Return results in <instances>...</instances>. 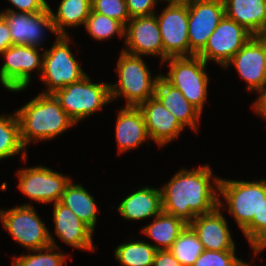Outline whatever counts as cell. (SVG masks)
I'll return each instance as SVG.
<instances>
[{
  "label": "cell",
  "instance_id": "obj_40",
  "mask_svg": "<svg viewBox=\"0 0 266 266\" xmlns=\"http://www.w3.org/2000/svg\"><path fill=\"white\" fill-rule=\"evenodd\" d=\"M196 0H170V3L188 4Z\"/></svg>",
  "mask_w": 266,
  "mask_h": 266
},
{
  "label": "cell",
  "instance_id": "obj_38",
  "mask_svg": "<svg viewBox=\"0 0 266 266\" xmlns=\"http://www.w3.org/2000/svg\"><path fill=\"white\" fill-rule=\"evenodd\" d=\"M12 45L10 29L6 20L0 15V55Z\"/></svg>",
  "mask_w": 266,
  "mask_h": 266
},
{
  "label": "cell",
  "instance_id": "obj_16",
  "mask_svg": "<svg viewBox=\"0 0 266 266\" xmlns=\"http://www.w3.org/2000/svg\"><path fill=\"white\" fill-rule=\"evenodd\" d=\"M125 49L139 56H160L163 63V44L156 15L131 18L125 25Z\"/></svg>",
  "mask_w": 266,
  "mask_h": 266
},
{
  "label": "cell",
  "instance_id": "obj_27",
  "mask_svg": "<svg viewBox=\"0 0 266 266\" xmlns=\"http://www.w3.org/2000/svg\"><path fill=\"white\" fill-rule=\"evenodd\" d=\"M26 147L20 136V125L16 113L0 115V160L22 153V160H27Z\"/></svg>",
  "mask_w": 266,
  "mask_h": 266
},
{
  "label": "cell",
  "instance_id": "obj_5",
  "mask_svg": "<svg viewBox=\"0 0 266 266\" xmlns=\"http://www.w3.org/2000/svg\"><path fill=\"white\" fill-rule=\"evenodd\" d=\"M110 83H94L89 76L66 85L53 95L63 110L77 124L111 102Z\"/></svg>",
  "mask_w": 266,
  "mask_h": 266
},
{
  "label": "cell",
  "instance_id": "obj_13",
  "mask_svg": "<svg viewBox=\"0 0 266 266\" xmlns=\"http://www.w3.org/2000/svg\"><path fill=\"white\" fill-rule=\"evenodd\" d=\"M252 36L243 26L224 16L198 56L206 63L212 60L225 67Z\"/></svg>",
  "mask_w": 266,
  "mask_h": 266
},
{
  "label": "cell",
  "instance_id": "obj_7",
  "mask_svg": "<svg viewBox=\"0 0 266 266\" xmlns=\"http://www.w3.org/2000/svg\"><path fill=\"white\" fill-rule=\"evenodd\" d=\"M69 42V35H57L52 47L45 48L40 77L47 87L43 94H53L87 75L72 54Z\"/></svg>",
  "mask_w": 266,
  "mask_h": 266
},
{
  "label": "cell",
  "instance_id": "obj_15",
  "mask_svg": "<svg viewBox=\"0 0 266 266\" xmlns=\"http://www.w3.org/2000/svg\"><path fill=\"white\" fill-rule=\"evenodd\" d=\"M0 15L7 22L13 45L39 48L44 39L42 37L45 29H49L50 32L58 35L49 9L39 13L1 11Z\"/></svg>",
  "mask_w": 266,
  "mask_h": 266
},
{
  "label": "cell",
  "instance_id": "obj_14",
  "mask_svg": "<svg viewBox=\"0 0 266 266\" xmlns=\"http://www.w3.org/2000/svg\"><path fill=\"white\" fill-rule=\"evenodd\" d=\"M230 64L234 65L239 76L246 81V89L259 94L266 85V34L252 36L224 68L230 67Z\"/></svg>",
  "mask_w": 266,
  "mask_h": 266
},
{
  "label": "cell",
  "instance_id": "obj_34",
  "mask_svg": "<svg viewBox=\"0 0 266 266\" xmlns=\"http://www.w3.org/2000/svg\"><path fill=\"white\" fill-rule=\"evenodd\" d=\"M240 260L235 251L204 250L193 266H235Z\"/></svg>",
  "mask_w": 266,
  "mask_h": 266
},
{
  "label": "cell",
  "instance_id": "obj_28",
  "mask_svg": "<svg viewBox=\"0 0 266 266\" xmlns=\"http://www.w3.org/2000/svg\"><path fill=\"white\" fill-rule=\"evenodd\" d=\"M156 248L147 242H125L117 246L115 258L122 266H153Z\"/></svg>",
  "mask_w": 266,
  "mask_h": 266
},
{
  "label": "cell",
  "instance_id": "obj_6",
  "mask_svg": "<svg viewBox=\"0 0 266 266\" xmlns=\"http://www.w3.org/2000/svg\"><path fill=\"white\" fill-rule=\"evenodd\" d=\"M0 221L12 238L28 251L56 245L55 239L32 204L26 203L8 210L2 209Z\"/></svg>",
  "mask_w": 266,
  "mask_h": 266
},
{
  "label": "cell",
  "instance_id": "obj_11",
  "mask_svg": "<svg viewBox=\"0 0 266 266\" xmlns=\"http://www.w3.org/2000/svg\"><path fill=\"white\" fill-rule=\"evenodd\" d=\"M18 188L30 199L41 203L60 202L71 178L46 166L22 168L17 172Z\"/></svg>",
  "mask_w": 266,
  "mask_h": 266
},
{
  "label": "cell",
  "instance_id": "obj_42",
  "mask_svg": "<svg viewBox=\"0 0 266 266\" xmlns=\"http://www.w3.org/2000/svg\"><path fill=\"white\" fill-rule=\"evenodd\" d=\"M158 1H159V0H158ZM160 1H162V0H160ZM163 1H165V2L167 1L168 3H170V0H163Z\"/></svg>",
  "mask_w": 266,
  "mask_h": 266
},
{
  "label": "cell",
  "instance_id": "obj_19",
  "mask_svg": "<svg viewBox=\"0 0 266 266\" xmlns=\"http://www.w3.org/2000/svg\"><path fill=\"white\" fill-rule=\"evenodd\" d=\"M55 233L60 240L80 250L95 251L93 231L76 214L60 202L54 203Z\"/></svg>",
  "mask_w": 266,
  "mask_h": 266
},
{
  "label": "cell",
  "instance_id": "obj_4",
  "mask_svg": "<svg viewBox=\"0 0 266 266\" xmlns=\"http://www.w3.org/2000/svg\"><path fill=\"white\" fill-rule=\"evenodd\" d=\"M166 62L170 70L161 76L202 113L208 95L207 63L198 55L169 57Z\"/></svg>",
  "mask_w": 266,
  "mask_h": 266
},
{
  "label": "cell",
  "instance_id": "obj_26",
  "mask_svg": "<svg viewBox=\"0 0 266 266\" xmlns=\"http://www.w3.org/2000/svg\"><path fill=\"white\" fill-rule=\"evenodd\" d=\"M91 9V0H61L57 13L49 6L57 34L68 35L66 27L84 25Z\"/></svg>",
  "mask_w": 266,
  "mask_h": 266
},
{
  "label": "cell",
  "instance_id": "obj_18",
  "mask_svg": "<svg viewBox=\"0 0 266 266\" xmlns=\"http://www.w3.org/2000/svg\"><path fill=\"white\" fill-rule=\"evenodd\" d=\"M138 107L143 114L150 140L159 147L167 145L182 133L184 127L156 97L149 98Z\"/></svg>",
  "mask_w": 266,
  "mask_h": 266
},
{
  "label": "cell",
  "instance_id": "obj_2",
  "mask_svg": "<svg viewBox=\"0 0 266 266\" xmlns=\"http://www.w3.org/2000/svg\"><path fill=\"white\" fill-rule=\"evenodd\" d=\"M16 115L25 147L30 142L52 140L76 125L53 94L39 93L17 110Z\"/></svg>",
  "mask_w": 266,
  "mask_h": 266
},
{
  "label": "cell",
  "instance_id": "obj_22",
  "mask_svg": "<svg viewBox=\"0 0 266 266\" xmlns=\"http://www.w3.org/2000/svg\"><path fill=\"white\" fill-rule=\"evenodd\" d=\"M155 97L167 108L185 128L190 127L198 131L201 112L193 106L181 93V91L169 84L160 76L155 90Z\"/></svg>",
  "mask_w": 266,
  "mask_h": 266
},
{
  "label": "cell",
  "instance_id": "obj_29",
  "mask_svg": "<svg viewBox=\"0 0 266 266\" xmlns=\"http://www.w3.org/2000/svg\"><path fill=\"white\" fill-rule=\"evenodd\" d=\"M204 250L198 236L189 225L185 227L169 249L183 266H193Z\"/></svg>",
  "mask_w": 266,
  "mask_h": 266
},
{
  "label": "cell",
  "instance_id": "obj_23",
  "mask_svg": "<svg viewBox=\"0 0 266 266\" xmlns=\"http://www.w3.org/2000/svg\"><path fill=\"white\" fill-rule=\"evenodd\" d=\"M118 211L129 221L155 217L163 211L161 191L158 188L142 187L125 197Z\"/></svg>",
  "mask_w": 266,
  "mask_h": 266
},
{
  "label": "cell",
  "instance_id": "obj_8",
  "mask_svg": "<svg viewBox=\"0 0 266 266\" xmlns=\"http://www.w3.org/2000/svg\"><path fill=\"white\" fill-rule=\"evenodd\" d=\"M219 195L243 231L253 218H258L261 202L266 198V179L250 182L220 178Z\"/></svg>",
  "mask_w": 266,
  "mask_h": 266
},
{
  "label": "cell",
  "instance_id": "obj_41",
  "mask_svg": "<svg viewBox=\"0 0 266 266\" xmlns=\"http://www.w3.org/2000/svg\"><path fill=\"white\" fill-rule=\"evenodd\" d=\"M235 266H250V264L245 263L244 261L240 260Z\"/></svg>",
  "mask_w": 266,
  "mask_h": 266
},
{
  "label": "cell",
  "instance_id": "obj_36",
  "mask_svg": "<svg viewBox=\"0 0 266 266\" xmlns=\"http://www.w3.org/2000/svg\"><path fill=\"white\" fill-rule=\"evenodd\" d=\"M18 10L8 8L5 11L19 12V13H39L49 9V5L46 0H8Z\"/></svg>",
  "mask_w": 266,
  "mask_h": 266
},
{
  "label": "cell",
  "instance_id": "obj_39",
  "mask_svg": "<svg viewBox=\"0 0 266 266\" xmlns=\"http://www.w3.org/2000/svg\"><path fill=\"white\" fill-rule=\"evenodd\" d=\"M259 93L260 95L253 102L252 107L259 116H262L266 120V85Z\"/></svg>",
  "mask_w": 266,
  "mask_h": 266
},
{
  "label": "cell",
  "instance_id": "obj_33",
  "mask_svg": "<svg viewBox=\"0 0 266 266\" xmlns=\"http://www.w3.org/2000/svg\"><path fill=\"white\" fill-rule=\"evenodd\" d=\"M94 12L121 22L124 26L130 20L126 0H91Z\"/></svg>",
  "mask_w": 266,
  "mask_h": 266
},
{
  "label": "cell",
  "instance_id": "obj_31",
  "mask_svg": "<svg viewBox=\"0 0 266 266\" xmlns=\"http://www.w3.org/2000/svg\"><path fill=\"white\" fill-rule=\"evenodd\" d=\"M55 250H60L58 245H50L46 248L33 250L37 254L28 253L16 258L14 257L12 266H63L68 255L55 252Z\"/></svg>",
  "mask_w": 266,
  "mask_h": 266
},
{
  "label": "cell",
  "instance_id": "obj_17",
  "mask_svg": "<svg viewBox=\"0 0 266 266\" xmlns=\"http://www.w3.org/2000/svg\"><path fill=\"white\" fill-rule=\"evenodd\" d=\"M219 199V207L208 214L196 216L188 225L198 236L205 250L235 251V242L231 237L228 223L220 212L226 209Z\"/></svg>",
  "mask_w": 266,
  "mask_h": 266
},
{
  "label": "cell",
  "instance_id": "obj_3",
  "mask_svg": "<svg viewBox=\"0 0 266 266\" xmlns=\"http://www.w3.org/2000/svg\"><path fill=\"white\" fill-rule=\"evenodd\" d=\"M115 70L119 80L115 84H109L111 101L116 97H123L125 106L138 107L155 97L156 85L162 74L152 78L151 71L141 56L122 50Z\"/></svg>",
  "mask_w": 266,
  "mask_h": 266
},
{
  "label": "cell",
  "instance_id": "obj_21",
  "mask_svg": "<svg viewBox=\"0 0 266 266\" xmlns=\"http://www.w3.org/2000/svg\"><path fill=\"white\" fill-rule=\"evenodd\" d=\"M225 16L253 36L266 34V0H223Z\"/></svg>",
  "mask_w": 266,
  "mask_h": 266
},
{
  "label": "cell",
  "instance_id": "obj_35",
  "mask_svg": "<svg viewBox=\"0 0 266 266\" xmlns=\"http://www.w3.org/2000/svg\"><path fill=\"white\" fill-rule=\"evenodd\" d=\"M158 0H126L127 11L131 18L155 14Z\"/></svg>",
  "mask_w": 266,
  "mask_h": 266
},
{
  "label": "cell",
  "instance_id": "obj_25",
  "mask_svg": "<svg viewBox=\"0 0 266 266\" xmlns=\"http://www.w3.org/2000/svg\"><path fill=\"white\" fill-rule=\"evenodd\" d=\"M187 225L183 219L162 211L142 232L157 242L152 244L156 250H169Z\"/></svg>",
  "mask_w": 266,
  "mask_h": 266
},
{
  "label": "cell",
  "instance_id": "obj_37",
  "mask_svg": "<svg viewBox=\"0 0 266 266\" xmlns=\"http://www.w3.org/2000/svg\"><path fill=\"white\" fill-rule=\"evenodd\" d=\"M153 266H183L169 250H157Z\"/></svg>",
  "mask_w": 266,
  "mask_h": 266
},
{
  "label": "cell",
  "instance_id": "obj_9",
  "mask_svg": "<svg viewBox=\"0 0 266 266\" xmlns=\"http://www.w3.org/2000/svg\"><path fill=\"white\" fill-rule=\"evenodd\" d=\"M35 46L12 45L1 55L5 62L0 68V83L12 92L27 89L31 72L38 70L39 78L43 69V54Z\"/></svg>",
  "mask_w": 266,
  "mask_h": 266
},
{
  "label": "cell",
  "instance_id": "obj_24",
  "mask_svg": "<svg viewBox=\"0 0 266 266\" xmlns=\"http://www.w3.org/2000/svg\"><path fill=\"white\" fill-rule=\"evenodd\" d=\"M60 203L72 210L94 232L98 208L94 197L81 184H74L71 180L65 187Z\"/></svg>",
  "mask_w": 266,
  "mask_h": 266
},
{
  "label": "cell",
  "instance_id": "obj_32",
  "mask_svg": "<svg viewBox=\"0 0 266 266\" xmlns=\"http://www.w3.org/2000/svg\"><path fill=\"white\" fill-rule=\"evenodd\" d=\"M242 233L250 243L255 256L266 249V198L261 202L258 218H253Z\"/></svg>",
  "mask_w": 266,
  "mask_h": 266
},
{
  "label": "cell",
  "instance_id": "obj_10",
  "mask_svg": "<svg viewBox=\"0 0 266 266\" xmlns=\"http://www.w3.org/2000/svg\"><path fill=\"white\" fill-rule=\"evenodd\" d=\"M163 44V62L169 57L190 56L188 4L168 3L157 15Z\"/></svg>",
  "mask_w": 266,
  "mask_h": 266
},
{
  "label": "cell",
  "instance_id": "obj_30",
  "mask_svg": "<svg viewBox=\"0 0 266 266\" xmlns=\"http://www.w3.org/2000/svg\"><path fill=\"white\" fill-rule=\"evenodd\" d=\"M84 25L88 33L98 41L108 40L117 34L121 38L125 37V26L121 22L94 12L92 9Z\"/></svg>",
  "mask_w": 266,
  "mask_h": 266
},
{
  "label": "cell",
  "instance_id": "obj_1",
  "mask_svg": "<svg viewBox=\"0 0 266 266\" xmlns=\"http://www.w3.org/2000/svg\"><path fill=\"white\" fill-rule=\"evenodd\" d=\"M212 177L207 164L194 170H179L160 188L163 212L189 224L196 216L214 211L219 207L220 177Z\"/></svg>",
  "mask_w": 266,
  "mask_h": 266
},
{
  "label": "cell",
  "instance_id": "obj_12",
  "mask_svg": "<svg viewBox=\"0 0 266 266\" xmlns=\"http://www.w3.org/2000/svg\"><path fill=\"white\" fill-rule=\"evenodd\" d=\"M225 16L223 0H196L188 3L190 56L198 55Z\"/></svg>",
  "mask_w": 266,
  "mask_h": 266
},
{
  "label": "cell",
  "instance_id": "obj_20",
  "mask_svg": "<svg viewBox=\"0 0 266 266\" xmlns=\"http://www.w3.org/2000/svg\"><path fill=\"white\" fill-rule=\"evenodd\" d=\"M115 125L119 154L136 149L147 139L150 140L144 117L139 107L125 106L120 109Z\"/></svg>",
  "mask_w": 266,
  "mask_h": 266
}]
</instances>
